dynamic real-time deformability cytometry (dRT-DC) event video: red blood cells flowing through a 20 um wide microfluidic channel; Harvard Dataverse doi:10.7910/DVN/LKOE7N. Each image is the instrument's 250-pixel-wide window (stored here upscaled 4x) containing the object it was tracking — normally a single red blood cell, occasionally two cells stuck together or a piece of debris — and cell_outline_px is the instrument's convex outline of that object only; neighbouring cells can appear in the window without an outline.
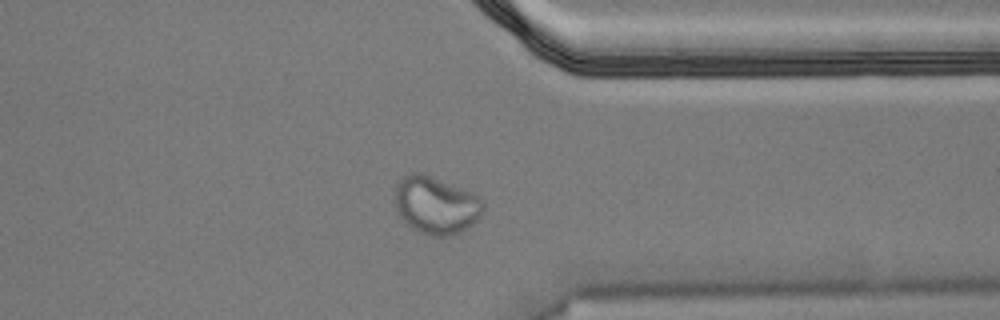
{"species": "Egyptian fruit bat (a non-hibernating species)", "species_latin": "Rousettus aegyptiacus", "temperature_condition": "cold", "stored_images_in_passage": 55, "segment_of_instrument_passage": [2, 2], "camera_frame_rate_fps": 3000, "um_per_image_px": 0.085, "animal": {"sex": "male"}, "frame": {"image": 1, "passage_image": 43, "time_ms": 14.0, "image_size_px": [1000, 320], "cell_outline_px": [[484, 208], [480, 216], [472, 224], [460, 232], [448, 236], [432, 236], [420, 232], [412, 228], [400, 216], [396, 208], [396, 184], [408, 172], [420, 172], [472, 192], [484, 200]], "centroid_in_image_um": [37.07, 17.43], "position_along_channel_um": 374.3, "area_um2": 29.42}}
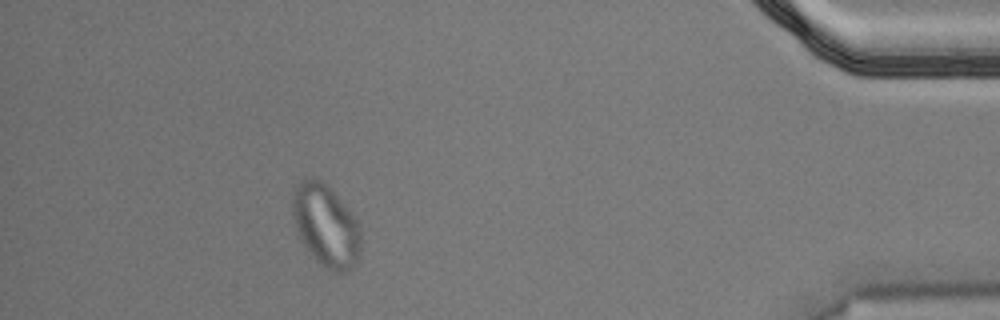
{"frame": {"image": 2, "passage_image": 50, "time_ms": 16.333, "image_size_px": [1000, 320], "cell_outline_px": [[360, 252], [352, 268], [348, 272], [332, 272], [300, 240], [296, 228], [292, 212], [292, 188], [304, 180], [312, 176], [316, 176], [324, 180], [356, 220], [360, 228]], "centroid_in_image_um": [27.68, 19.11], "position_along_channel_um": 407.5, "area_um2": 32.25}}